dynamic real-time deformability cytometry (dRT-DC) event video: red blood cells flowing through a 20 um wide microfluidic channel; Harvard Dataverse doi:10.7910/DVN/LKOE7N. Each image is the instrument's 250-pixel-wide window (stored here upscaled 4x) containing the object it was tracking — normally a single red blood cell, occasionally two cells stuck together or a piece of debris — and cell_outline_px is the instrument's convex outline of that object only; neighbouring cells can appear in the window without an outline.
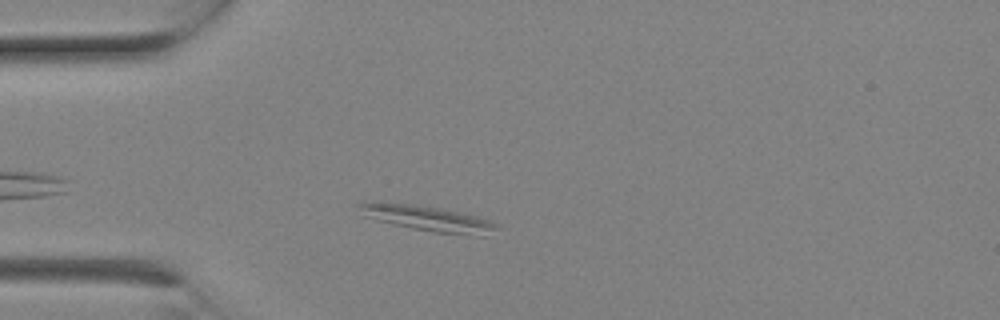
{"species": "Egyptian fruit bat (a non-hibernating species)", "species_latin": "Rousettus aegyptiacus", "temperature_condition": "room temperature", "stored_images_in_passage": 1, "camera_frame_rate_fps": 3000, "um_per_image_px": 0.085, "animal": {"sex": "female"}, "frame": {"image": 1, "passage_image": 1, "time_ms": 0.0, "image_size_px": [1000, 320], "cell_outline_px": [[500, 228], [484, 236], [480, 236], [432, 232], [412, 228], [376, 220], [360, 216], [356, 204], [372, 200], [376, 200], [416, 204], [440, 208], [476, 216], [488, 220], [496, 224]], "centroid_in_image_um": [36.23, 18.54], "position_along_channel_um": 48.8, "area_um2": 20.92}}